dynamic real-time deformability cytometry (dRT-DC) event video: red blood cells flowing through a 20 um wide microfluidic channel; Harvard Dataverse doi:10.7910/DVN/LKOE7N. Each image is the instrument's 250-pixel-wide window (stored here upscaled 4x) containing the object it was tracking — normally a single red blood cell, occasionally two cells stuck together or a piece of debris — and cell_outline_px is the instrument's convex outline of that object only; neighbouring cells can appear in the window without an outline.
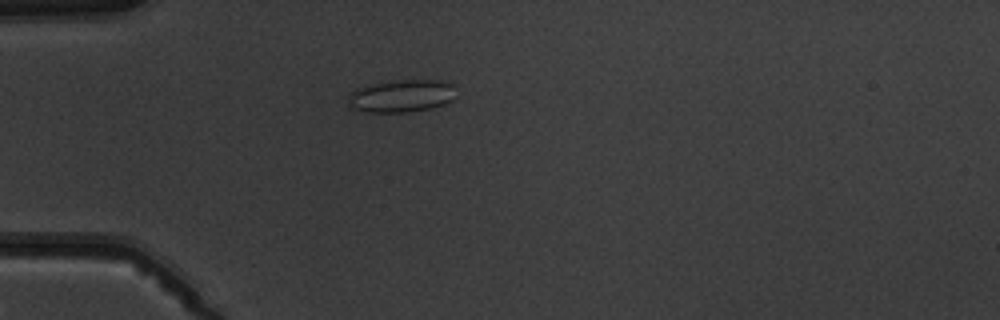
{"species": "common noctule bat (a hibernating species)", "species_latin": "Nyctalus noctula", "temperature_condition": "warm", "stored_images_in_passage": 4, "camera_frame_rate_fps": 3000, "um_per_image_px": 0.085, "animal": {"sex": "male", "body_mass_g": 19.5, "forearm_length_mm": 54.6}, "frame": {"image": 1, "passage_image": 4, "time_ms": 3.333, "image_size_px": [1000, 320], "cell_outline_px": [[452, 100], [444, 104], [432, 108], [408, 112], [364, 112], [352, 108], [348, 104], [348, 96], [356, 88], [368, 84], [396, 80], [440, 80], [452, 84]], "centroid_in_image_um": [34.06, 8.16], "position_along_channel_um": 50.9, "area_um2": 20.46}}